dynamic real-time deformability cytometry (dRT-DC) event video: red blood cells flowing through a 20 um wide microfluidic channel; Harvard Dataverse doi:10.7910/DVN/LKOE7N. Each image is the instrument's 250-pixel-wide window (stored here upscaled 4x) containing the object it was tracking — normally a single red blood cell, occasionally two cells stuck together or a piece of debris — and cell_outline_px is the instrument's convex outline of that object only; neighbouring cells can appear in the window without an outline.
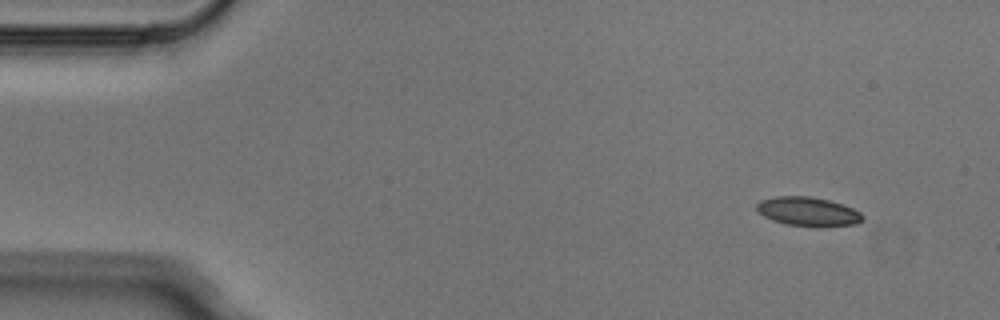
{"species": "Egyptian fruit bat (a non-hibernating species)", "species_latin": "Rousettus aegyptiacus", "temperature_condition": "cold", "stored_images_in_passage": 5, "camera_frame_rate_fps": 3000, "um_per_image_px": 0.085, "animal": {"sex": "male"}, "frame": {"image": 1, "passage_image": 1, "time_ms": 0.0, "image_size_px": [1000, 320], "cell_outline_px": [[864, 220], [856, 224], [816, 228], [788, 224], [772, 220], [764, 216], [756, 208], [756, 204], [760, 200], [776, 196], [808, 196], [828, 200], [844, 204], [860, 212], [864, 216]], "centroid_in_image_um": [68.72, 17.99], "position_along_channel_um": 16.3, "area_um2": 18.15}}
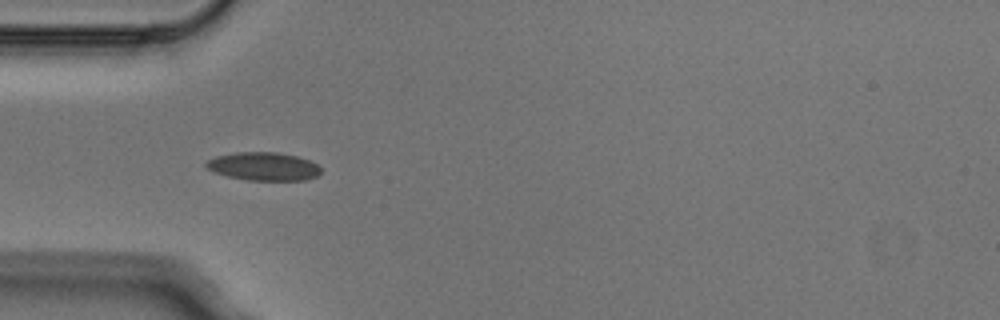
{"frame": {"image": 2, "passage_image": 4, "time_ms": 1.0, "image_size_px": [1000, 320], "cell_outline_px": [[320, 172], [316, 176], [304, 180], [248, 180], [228, 176], [212, 172], [204, 164], [208, 160], [216, 156], [236, 152], [276, 152], [296, 156], [308, 160], [316, 164], [320, 168]], "centroid_in_image_um": [22.37, 14.14], "position_along_channel_um": 62.6, "area_um2": 18.73}}
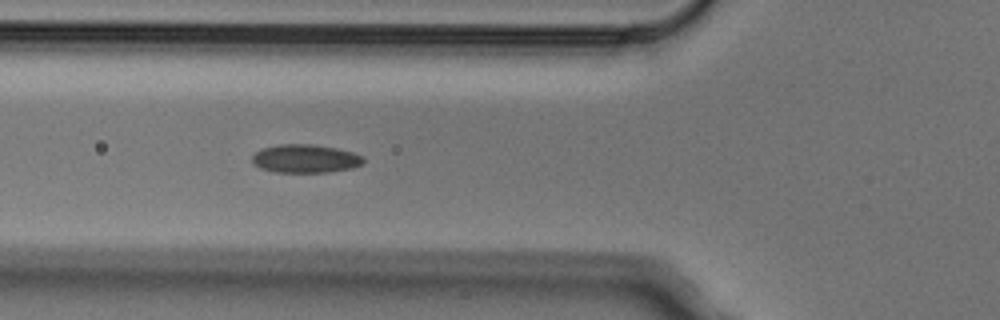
{"frame": {"image": 3, "passage_image": 5, "time_ms": 1.333, "image_size_px": [1000, 320], "cell_outline_px": [[364, 164], [352, 168], [328, 172], [272, 172], [260, 168], [252, 164], [252, 156], [260, 148], [276, 144], [312, 144], [336, 148], [352, 152], [364, 156]], "centroid_in_image_um": [25.93, 13.48], "position_along_channel_um": 99.9, "area_um2": 18.67}}